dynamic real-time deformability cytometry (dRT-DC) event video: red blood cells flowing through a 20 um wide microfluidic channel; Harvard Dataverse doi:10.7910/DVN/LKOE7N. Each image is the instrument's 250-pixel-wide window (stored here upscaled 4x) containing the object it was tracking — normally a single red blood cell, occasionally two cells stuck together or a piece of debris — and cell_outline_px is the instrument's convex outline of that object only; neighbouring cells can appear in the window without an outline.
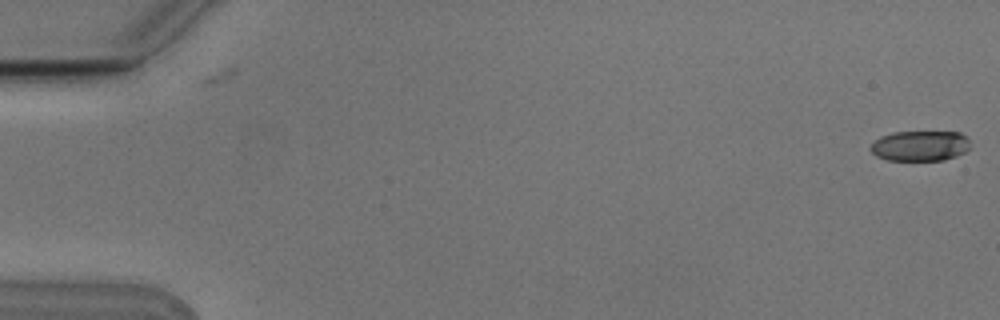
{"species": "Egyptian fruit bat (a non-hibernating species)", "species_latin": "Rousettus aegyptiacus", "temperature_condition": "cold", "stored_images_in_passage": 6, "camera_frame_rate_fps": 3000, "um_per_image_px": 0.085, "animal": {"sex": "male"}, "frame": {"image": 1, "passage_image": 1, "time_ms": 0.0, "image_size_px": [1000, 320], "cell_outline_px": [[968, 148], [964, 152], [956, 156], [944, 160], [888, 160], [876, 156], [872, 152], [872, 144], [880, 136], [892, 132], [960, 132], [968, 136]], "centroid_in_image_um": [78.22, 12.39], "position_along_channel_um": 6.8, "area_um2": 17.51}}
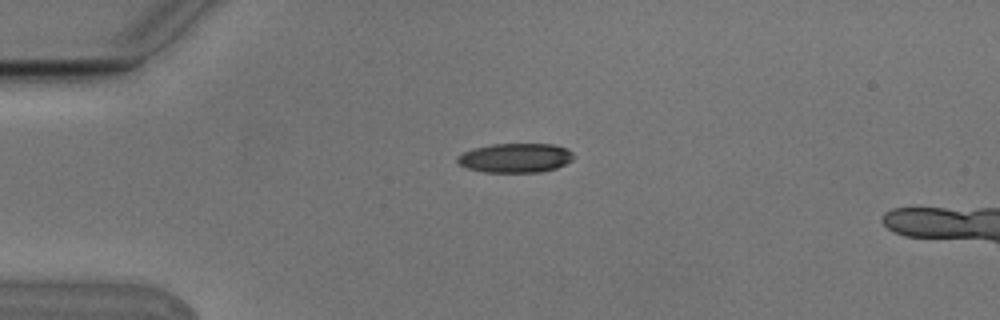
{"frame": {"image": 2, "passage_image": 4, "time_ms": 1.0, "image_size_px": [1000, 320], "cell_outline_px": [[576, 156], [572, 160], [556, 168], [540, 172], [484, 172], [468, 168], [456, 164], [456, 156], [472, 148], [492, 144], [556, 144], [568, 148]], "centroid_in_image_um": [43.8, 13.41], "position_along_channel_um": 41.2, "area_um2": 20.11}}